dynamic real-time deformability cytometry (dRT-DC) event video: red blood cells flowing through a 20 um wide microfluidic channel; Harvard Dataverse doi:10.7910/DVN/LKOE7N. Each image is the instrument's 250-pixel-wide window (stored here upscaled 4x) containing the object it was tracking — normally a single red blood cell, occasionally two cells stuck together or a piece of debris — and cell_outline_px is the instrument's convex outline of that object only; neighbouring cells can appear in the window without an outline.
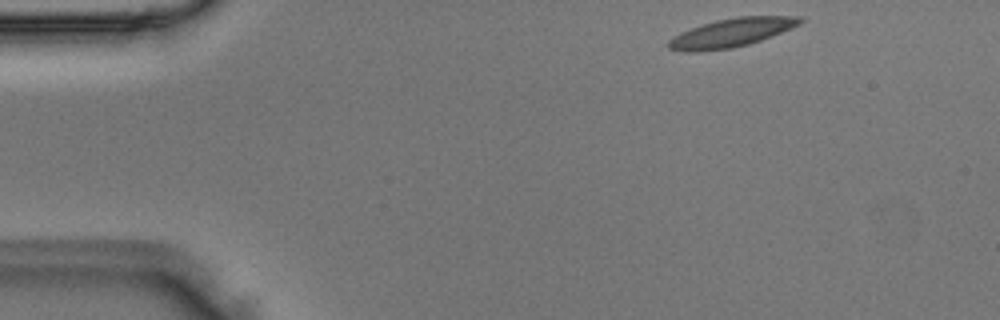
{"species": "Egyptian fruit bat (a non-hibernating species)", "species_latin": "Rousettus aegyptiacus", "temperature_condition": "room temperature", "stored_images_in_passage": 46, "camera_frame_rate_fps": 3000, "um_per_image_px": 0.085, "animal": {"sex": "male"}, "frame": {"image": 1, "passage_image": 1, "time_ms": 0.0, "image_size_px": [1000, 320], "cell_outline_px": [[804, 20], [800, 24], [772, 36], [748, 44], [732, 48], [696, 52], [684, 52], [668, 48], [668, 40], [680, 32], [716, 20], [736, 16], [800, 16]], "centroid_in_image_um": [62.16, 2.78], "position_along_channel_um": 22.8, "area_um2": 21.85}}
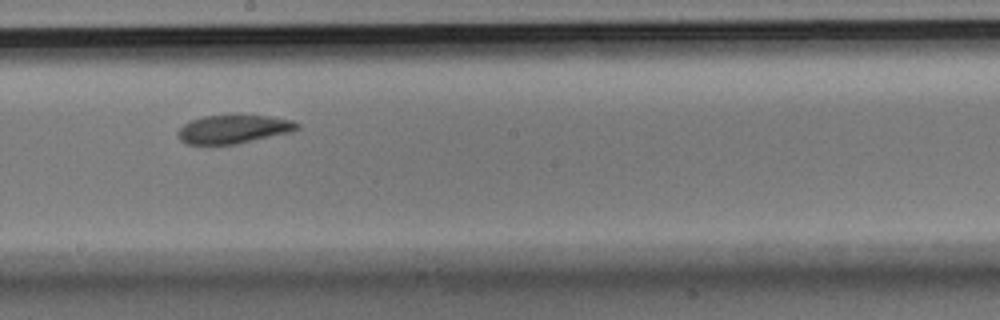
{"frame": {"image": 2, "passage_image": 23, "time_ms": 7.333, "image_size_px": [1000, 320], "cell_outline_px": [[300, 128], [292, 132], [236, 144], [188, 144], [180, 140], [176, 136], [176, 132], [184, 124], [192, 120], [204, 116], [236, 112], [240, 112], [268, 116], [292, 120], [300, 124]], "centroid_in_image_um": [19.87, 10.93], "position_along_channel_um": 228.3, "area_um2": 20.63}}
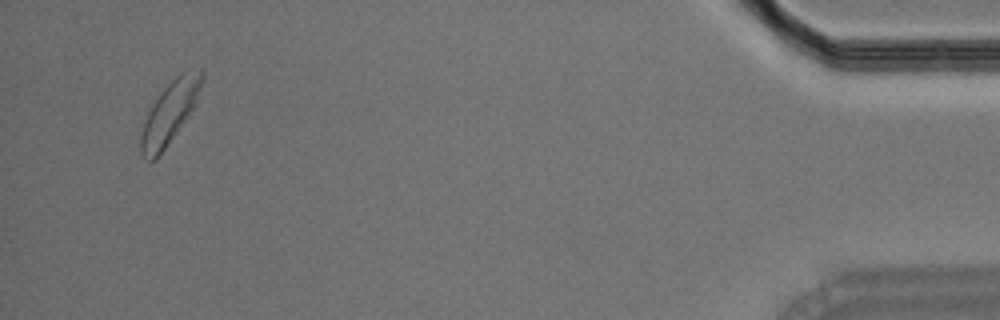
{"frame": {"image": 3, "passage_image": 44, "time_ms": 14.333, "image_size_px": [1000, 320], "cell_outline_px": [[204, 76], [192, 108], [184, 120], [156, 160], [148, 160], [140, 152], [140, 136], [148, 112], [152, 104], [164, 88], [180, 72], [200, 68], [204, 68]], "centroid_in_image_um": [14.41, 9.53], "position_along_channel_um": 420.8, "area_um2": 21.21}}